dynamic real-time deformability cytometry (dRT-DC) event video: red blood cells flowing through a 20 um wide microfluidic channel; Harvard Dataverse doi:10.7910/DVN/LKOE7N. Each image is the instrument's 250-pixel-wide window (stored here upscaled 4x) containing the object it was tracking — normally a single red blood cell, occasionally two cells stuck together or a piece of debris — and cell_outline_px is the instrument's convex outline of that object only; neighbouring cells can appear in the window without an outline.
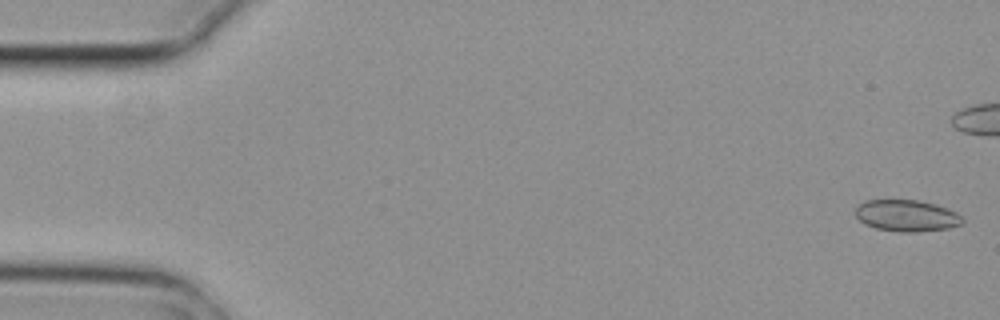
{"species": "common noctule bat (a hibernating species)", "species_latin": "Nyctalus noctula", "temperature_condition": "cold", "stored_images_in_passage": 3, "camera_frame_rate_fps": 3000, "um_per_image_px": 0.085, "animal": {"sex": "female", "body_mass_g": 29.2, "forearm_length_mm": 56.3}, "frame": {"image": 1, "passage_image": 1, "time_ms": 0.0, "image_size_px": [1000, 320], "cell_outline_px": [[964, 220], [960, 224], [948, 228], [916, 232], [900, 232], [876, 228], [864, 224], [856, 216], [856, 208], [864, 200], [916, 200], [936, 204], [948, 208], [956, 212]], "centroid_in_image_um": [77.06, 18.33], "position_along_channel_um": 7.9, "area_um2": 19.59}}